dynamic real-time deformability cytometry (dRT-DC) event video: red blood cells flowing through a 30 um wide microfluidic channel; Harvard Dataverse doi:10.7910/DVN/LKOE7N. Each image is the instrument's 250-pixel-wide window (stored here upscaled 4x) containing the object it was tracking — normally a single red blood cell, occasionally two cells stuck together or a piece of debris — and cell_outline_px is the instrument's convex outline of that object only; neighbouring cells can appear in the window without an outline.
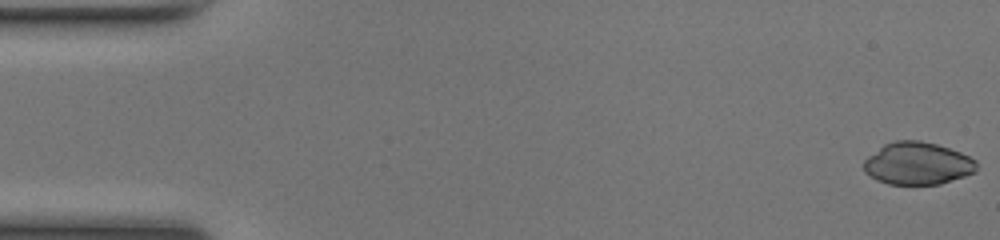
{"species": "common noctule bat (a hibernating species)", "species_latin": "Nyctalus noctula", "temperature_condition": "room temperature", "stored_images_in_passage": 8, "camera_frame_rate_fps": 3000, "um_per_image_px": 0.085, "animal": {"sex": "female", "body_mass_g": 17.0, "forearm_length_mm": 48.0}, "frame": {"image": 1, "passage_image": 1, "time_ms": 0.0, "image_size_px": [1000, 240], "cell_outline_px": [[976, 172], [940, 184], [888, 184], [876, 180], [864, 172], [864, 160], [868, 156], [884, 144], [896, 140], [920, 140], [936, 144], [960, 152], [976, 160]], "centroid_in_image_um": [77.97, 13.89], "position_along_channel_um": 7.0, "area_um2": 27.86}}